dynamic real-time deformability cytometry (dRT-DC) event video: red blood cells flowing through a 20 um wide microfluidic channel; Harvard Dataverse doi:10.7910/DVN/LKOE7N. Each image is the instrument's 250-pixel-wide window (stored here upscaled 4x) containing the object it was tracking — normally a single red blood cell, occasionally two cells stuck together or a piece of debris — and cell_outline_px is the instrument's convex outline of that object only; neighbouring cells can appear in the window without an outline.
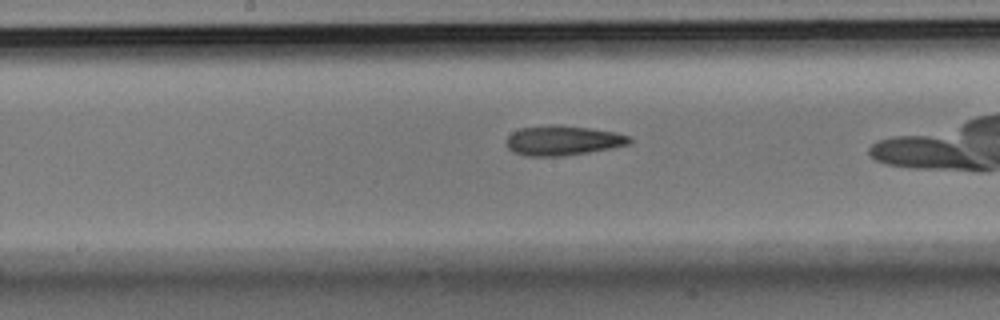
{"species": "Egyptian fruit bat (a non-hibernating species)", "species_latin": "Rousettus aegyptiacus", "temperature_condition": "room temperature", "stored_images_in_passage": 35, "camera_frame_rate_fps": 3000, "um_per_image_px": 0.085, "animal": {"sex": "male"}, "frame": {"image": 1, "passage_image": 20, "time_ms": 6.333, "image_size_px": [1000, 320], "cell_outline_px": [[632, 140], [628, 144], [612, 148], [588, 152], [560, 156], [528, 156], [512, 152], [508, 148], [508, 136], [512, 132], [520, 128], [552, 124], [588, 128], [616, 132], [628, 136]], "centroid_in_image_um": [47.83, 11.94], "position_along_channel_um": 200.4, "area_um2": 21.15}}
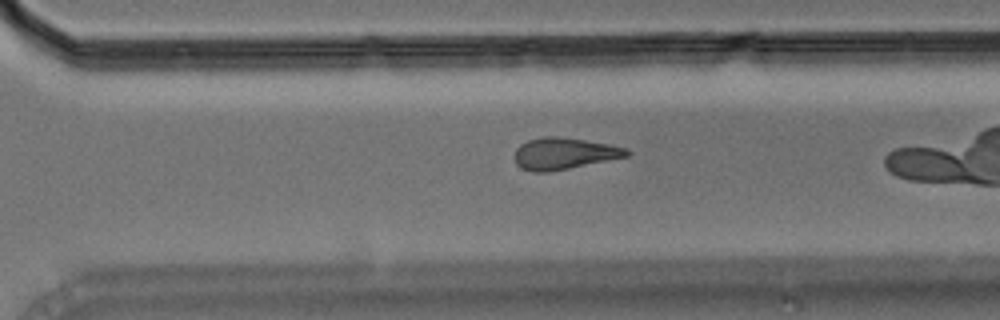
{"frame": {"image": 2, "passage_image": 30, "time_ms": 9.667, "image_size_px": [1000, 320], "cell_outline_px": [[632, 152], [628, 156], [548, 172], [532, 172], [520, 168], [516, 164], [512, 156], [516, 148], [520, 144], [528, 140], [544, 136], [556, 136], [584, 140], [608, 144], [624, 148]], "centroid_in_image_um": [47.86, 13.05], "position_along_channel_um": 322.7, "area_um2": 20.63}}